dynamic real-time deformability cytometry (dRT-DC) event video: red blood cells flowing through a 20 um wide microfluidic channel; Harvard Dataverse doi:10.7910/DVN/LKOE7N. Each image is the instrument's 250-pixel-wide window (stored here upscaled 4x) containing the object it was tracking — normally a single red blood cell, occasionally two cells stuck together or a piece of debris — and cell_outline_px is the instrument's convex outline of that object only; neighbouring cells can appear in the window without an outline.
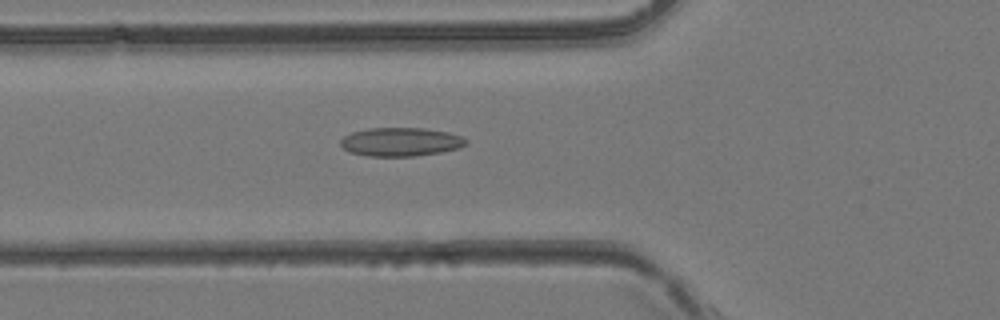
{"species": "common noctule bat (a hibernating species)", "species_latin": "Nyctalus noctula", "temperature_condition": "room temperature", "stored_images_in_passage": 33, "camera_frame_rate_fps": 3000, "um_per_image_px": 0.085, "animal": {"sex": "female", "body_mass_g": 24.6, "forearm_length_mm": 56.2}, "frame": {"image": 1, "passage_image": 6, "time_ms": 1.667, "image_size_px": [1000, 320], "cell_outline_px": [[468, 144], [460, 148], [440, 152], [412, 156], [368, 156], [348, 152], [340, 144], [340, 140], [344, 136], [352, 132], [368, 128], [424, 128], [448, 132], [460, 136], [468, 140]], "centroid_in_image_um": [34.06, 12.06], "position_along_channel_um": 91.7, "area_um2": 20.98}}
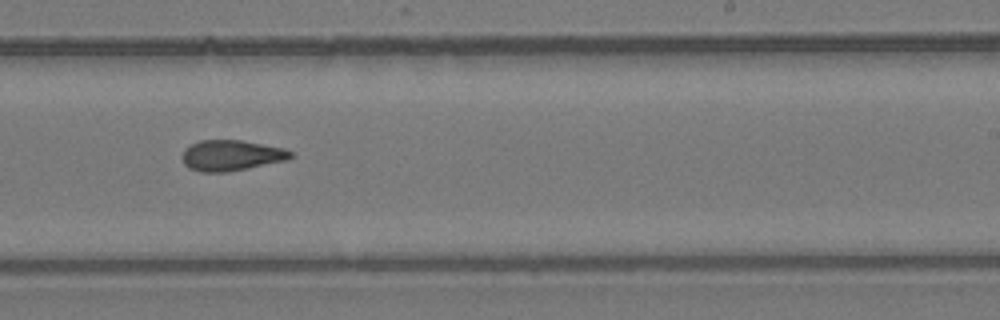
{"frame": {"image": 2, "passage_image": 17, "time_ms": 5.333, "image_size_px": [1000, 320], "cell_outline_px": [[292, 156], [288, 160], [228, 172], [200, 172], [188, 168], [184, 164], [184, 148], [200, 140], [240, 140], [284, 148], [292, 152]], "centroid_in_image_um": [19.66, 13.22], "position_along_channel_um": 269.3, "area_um2": 19.31}}
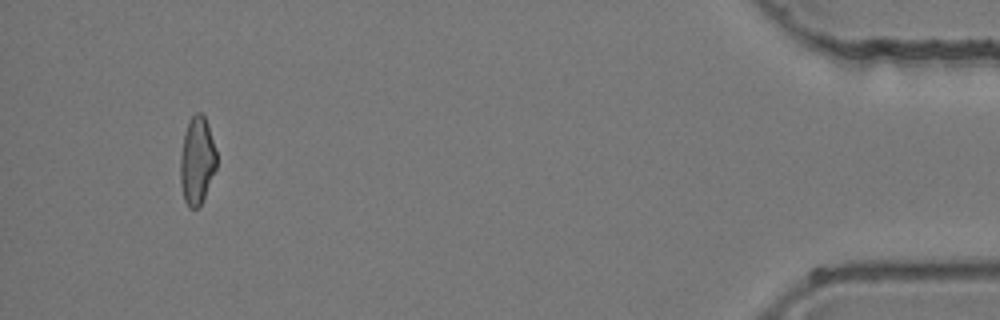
{"frame": {"image": 3, "passage_image": 31, "time_ms": 10.0, "image_size_px": [1000, 320], "cell_outline_px": [[216, 168], [204, 196], [200, 204], [196, 208], [188, 208], [184, 200], [180, 184], [180, 156], [184, 132], [188, 120], [196, 112], [200, 112], [204, 116], [216, 152]], "centroid_in_image_um": [16.71, 13.66], "position_along_channel_um": 418.5, "area_um2": 18.32}}